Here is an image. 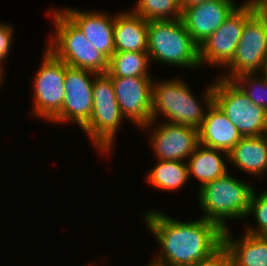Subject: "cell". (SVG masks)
Returning <instances> with one entry per match:
<instances>
[{
	"mask_svg": "<svg viewBox=\"0 0 267 266\" xmlns=\"http://www.w3.org/2000/svg\"><path fill=\"white\" fill-rule=\"evenodd\" d=\"M143 218L162 249L151 262L157 266H192L223 244V230L202 217L181 222L154 210Z\"/></svg>",
	"mask_w": 267,
	"mask_h": 266,
	"instance_id": "obj_1",
	"label": "cell"
},
{
	"mask_svg": "<svg viewBox=\"0 0 267 266\" xmlns=\"http://www.w3.org/2000/svg\"><path fill=\"white\" fill-rule=\"evenodd\" d=\"M199 189V204L205 213L201 217L214 222L223 231L227 229V219L247 217L251 195L254 190L247 182L226 173Z\"/></svg>",
	"mask_w": 267,
	"mask_h": 266,
	"instance_id": "obj_2",
	"label": "cell"
},
{
	"mask_svg": "<svg viewBox=\"0 0 267 266\" xmlns=\"http://www.w3.org/2000/svg\"><path fill=\"white\" fill-rule=\"evenodd\" d=\"M149 58L160 64L188 68L200 67L199 46L192 40L183 21L150 20L148 24Z\"/></svg>",
	"mask_w": 267,
	"mask_h": 266,
	"instance_id": "obj_3",
	"label": "cell"
},
{
	"mask_svg": "<svg viewBox=\"0 0 267 266\" xmlns=\"http://www.w3.org/2000/svg\"><path fill=\"white\" fill-rule=\"evenodd\" d=\"M54 37L48 48L58 59L70 67L87 69L95 73H106L109 59L98 51L79 28L61 11L54 10Z\"/></svg>",
	"mask_w": 267,
	"mask_h": 266,
	"instance_id": "obj_4",
	"label": "cell"
},
{
	"mask_svg": "<svg viewBox=\"0 0 267 266\" xmlns=\"http://www.w3.org/2000/svg\"><path fill=\"white\" fill-rule=\"evenodd\" d=\"M123 119L111 77L107 73H97L93 80L92 114L82 130L96 149L109 153Z\"/></svg>",
	"mask_w": 267,
	"mask_h": 266,
	"instance_id": "obj_5",
	"label": "cell"
},
{
	"mask_svg": "<svg viewBox=\"0 0 267 266\" xmlns=\"http://www.w3.org/2000/svg\"><path fill=\"white\" fill-rule=\"evenodd\" d=\"M204 109V110H203ZM205 108L200 105L188 85L180 79H169L152 85V121L160 115L167 122L183 124L199 129L205 117Z\"/></svg>",
	"mask_w": 267,
	"mask_h": 266,
	"instance_id": "obj_6",
	"label": "cell"
},
{
	"mask_svg": "<svg viewBox=\"0 0 267 266\" xmlns=\"http://www.w3.org/2000/svg\"><path fill=\"white\" fill-rule=\"evenodd\" d=\"M213 102L243 137L267 134V110L255 105L232 80L219 77L213 83Z\"/></svg>",
	"mask_w": 267,
	"mask_h": 266,
	"instance_id": "obj_7",
	"label": "cell"
},
{
	"mask_svg": "<svg viewBox=\"0 0 267 266\" xmlns=\"http://www.w3.org/2000/svg\"><path fill=\"white\" fill-rule=\"evenodd\" d=\"M220 78L232 80L240 74L263 73L267 68V17L257 10L245 23L239 44Z\"/></svg>",
	"mask_w": 267,
	"mask_h": 266,
	"instance_id": "obj_8",
	"label": "cell"
},
{
	"mask_svg": "<svg viewBox=\"0 0 267 266\" xmlns=\"http://www.w3.org/2000/svg\"><path fill=\"white\" fill-rule=\"evenodd\" d=\"M257 10L250 0L236 6L223 24L199 46L200 65L226 66L235 54L246 21Z\"/></svg>",
	"mask_w": 267,
	"mask_h": 266,
	"instance_id": "obj_9",
	"label": "cell"
},
{
	"mask_svg": "<svg viewBox=\"0 0 267 266\" xmlns=\"http://www.w3.org/2000/svg\"><path fill=\"white\" fill-rule=\"evenodd\" d=\"M65 71L66 64L46 48L33 80L34 116L51 122L61 111L65 96Z\"/></svg>",
	"mask_w": 267,
	"mask_h": 266,
	"instance_id": "obj_10",
	"label": "cell"
},
{
	"mask_svg": "<svg viewBox=\"0 0 267 266\" xmlns=\"http://www.w3.org/2000/svg\"><path fill=\"white\" fill-rule=\"evenodd\" d=\"M97 73L66 64L65 96L61 111L51 120L75 122L82 129L89 121L93 107V80ZM93 77V79L89 77Z\"/></svg>",
	"mask_w": 267,
	"mask_h": 266,
	"instance_id": "obj_11",
	"label": "cell"
},
{
	"mask_svg": "<svg viewBox=\"0 0 267 266\" xmlns=\"http://www.w3.org/2000/svg\"><path fill=\"white\" fill-rule=\"evenodd\" d=\"M152 77H111L125 119L144 127L152 121Z\"/></svg>",
	"mask_w": 267,
	"mask_h": 266,
	"instance_id": "obj_12",
	"label": "cell"
},
{
	"mask_svg": "<svg viewBox=\"0 0 267 266\" xmlns=\"http://www.w3.org/2000/svg\"><path fill=\"white\" fill-rule=\"evenodd\" d=\"M155 124V121H151L142 128L153 129L150 142L157 160L184 161L199 144L198 129L194 127L164 121L163 124L158 123L157 127Z\"/></svg>",
	"mask_w": 267,
	"mask_h": 266,
	"instance_id": "obj_13",
	"label": "cell"
},
{
	"mask_svg": "<svg viewBox=\"0 0 267 266\" xmlns=\"http://www.w3.org/2000/svg\"><path fill=\"white\" fill-rule=\"evenodd\" d=\"M205 91L203 101L208 109L198 129L199 144L229 153L243 136L213 102V84Z\"/></svg>",
	"mask_w": 267,
	"mask_h": 266,
	"instance_id": "obj_14",
	"label": "cell"
},
{
	"mask_svg": "<svg viewBox=\"0 0 267 266\" xmlns=\"http://www.w3.org/2000/svg\"><path fill=\"white\" fill-rule=\"evenodd\" d=\"M234 2V0H211L182 10L181 20L198 46L223 24L236 7Z\"/></svg>",
	"mask_w": 267,
	"mask_h": 266,
	"instance_id": "obj_15",
	"label": "cell"
},
{
	"mask_svg": "<svg viewBox=\"0 0 267 266\" xmlns=\"http://www.w3.org/2000/svg\"><path fill=\"white\" fill-rule=\"evenodd\" d=\"M61 11L79 28L98 51L108 59L111 58L115 52L114 16L97 11H78V9H70V7Z\"/></svg>",
	"mask_w": 267,
	"mask_h": 266,
	"instance_id": "obj_16",
	"label": "cell"
},
{
	"mask_svg": "<svg viewBox=\"0 0 267 266\" xmlns=\"http://www.w3.org/2000/svg\"><path fill=\"white\" fill-rule=\"evenodd\" d=\"M148 24L149 21L132 10L115 14V51H147Z\"/></svg>",
	"mask_w": 267,
	"mask_h": 266,
	"instance_id": "obj_17",
	"label": "cell"
},
{
	"mask_svg": "<svg viewBox=\"0 0 267 266\" xmlns=\"http://www.w3.org/2000/svg\"><path fill=\"white\" fill-rule=\"evenodd\" d=\"M228 161L247 174L264 175L267 172V134L242 137L229 152Z\"/></svg>",
	"mask_w": 267,
	"mask_h": 266,
	"instance_id": "obj_18",
	"label": "cell"
},
{
	"mask_svg": "<svg viewBox=\"0 0 267 266\" xmlns=\"http://www.w3.org/2000/svg\"><path fill=\"white\" fill-rule=\"evenodd\" d=\"M230 233L228 228L223 231V244L230 252L232 266H267V236L244 232L238 241Z\"/></svg>",
	"mask_w": 267,
	"mask_h": 266,
	"instance_id": "obj_19",
	"label": "cell"
},
{
	"mask_svg": "<svg viewBox=\"0 0 267 266\" xmlns=\"http://www.w3.org/2000/svg\"><path fill=\"white\" fill-rule=\"evenodd\" d=\"M223 158L229 160V153L198 144L187 159L189 178L194 175L200 181L201 188L206 183L224 176L228 170Z\"/></svg>",
	"mask_w": 267,
	"mask_h": 266,
	"instance_id": "obj_20",
	"label": "cell"
},
{
	"mask_svg": "<svg viewBox=\"0 0 267 266\" xmlns=\"http://www.w3.org/2000/svg\"><path fill=\"white\" fill-rule=\"evenodd\" d=\"M148 171L149 184L160 190L174 191L183 187L189 180L188 164L183 161L157 160Z\"/></svg>",
	"mask_w": 267,
	"mask_h": 266,
	"instance_id": "obj_21",
	"label": "cell"
},
{
	"mask_svg": "<svg viewBox=\"0 0 267 266\" xmlns=\"http://www.w3.org/2000/svg\"><path fill=\"white\" fill-rule=\"evenodd\" d=\"M149 63L147 51H115L106 73L110 77H151L148 75Z\"/></svg>",
	"mask_w": 267,
	"mask_h": 266,
	"instance_id": "obj_22",
	"label": "cell"
},
{
	"mask_svg": "<svg viewBox=\"0 0 267 266\" xmlns=\"http://www.w3.org/2000/svg\"><path fill=\"white\" fill-rule=\"evenodd\" d=\"M135 7L132 11L147 21L177 20L182 15L179 0H138Z\"/></svg>",
	"mask_w": 267,
	"mask_h": 266,
	"instance_id": "obj_23",
	"label": "cell"
},
{
	"mask_svg": "<svg viewBox=\"0 0 267 266\" xmlns=\"http://www.w3.org/2000/svg\"><path fill=\"white\" fill-rule=\"evenodd\" d=\"M255 74H240L232 81L255 105L262 106L267 110V74L265 72L261 73L259 79L254 77Z\"/></svg>",
	"mask_w": 267,
	"mask_h": 266,
	"instance_id": "obj_24",
	"label": "cell"
},
{
	"mask_svg": "<svg viewBox=\"0 0 267 266\" xmlns=\"http://www.w3.org/2000/svg\"><path fill=\"white\" fill-rule=\"evenodd\" d=\"M253 212V213H252ZM251 216L254 214V218L257 223V228H253L250 226L247 227L245 233H249L257 236H267V191L261 192V194L257 195V193L253 190L247 216Z\"/></svg>",
	"mask_w": 267,
	"mask_h": 266,
	"instance_id": "obj_25",
	"label": "cell"
},
{
	"mask_svg": "<svg viewBox=\"0 0 267 266\" xmlns=\"http://www.w3.org/2000/svg\"><path fill=\"white\" fill-rule=\"evenodd\" d=\"M192 266H232L229 250L222 244L210 256L201 259Z\"/></svg>",
	"mask_w": 267,
	"mask_h": 266,
	"instance_id": "obj_26",
	"label": "cell"
},
{
	"mask_svg": "<svg viewBox=\"0 0 267 266\" xmlns=\"http://www.w3.org/2000/svg\"><path fill=\"white\" fill-rule=\"evenodd\" d=\"M13 28L11 26L0 23V73L3 74V65L10 52L13 34Z\"/></svg>",
	"mask_w": 267,
	"mask_h": 266,
	"instance_id": "obj_27",
	"label": "cell"
},
{
	"mask_svg": "<svg viewBox=\"0 0 267 266\" xmlns=\"http://www.w3.org/2000/svg\"><path fill=\"white\" fill-rule=\"evenodd\" d=\"M206 1H211V0H179V4L181 7V10H183L189 6L204 3Z\"/></svg>",
	"mask_w": 267,
	"mask_h": 266,
	"instance_id": "obj_28",
	"label": "cell"
},
{
	"mask_svg": "<svg viewBox=\"0 0 267 266\" xmlns=\"http://www.w3.org/2000/svg\"><path fill=\"white\" fill-rule=\"evenodd\" d=\"M258 8V10L267 17V0H250Z\"/></svg>",
	"mask_w": 267,
	"mask_h": 266,
	"instance_id": "obj_29",
	"label": "cell"
},
{
	"mask_svg": "<svg viewBox=\"0 0 267 266\" xmlns=\"http://www.w3.org/2000/svg\"><path fill=\"white\" fill-rule=\"evenodd\" d=\"M3 75L0 73V86H1V84H2V82H3Z\"/></svg>",
	"mask_w": 267,
	"mask_h": 266,
	"instance_id": "obj_30",
	"label": "cell"
},
{
	"mask_svg": "<svg viewBox=\"0 0 267 266\" xmlns=\"http://www.w3.org/2000/svg\"><path fill=\"white\" fill-rule=\"evenodd\" d=\"M148 266H157V265H154V264H152V263H149V265Z\"/></svg>",
	"mask_w": 267,
	"mask_h": 266,
	"instance_id": "obj_31",
	"label": "cell"
}]
</instances>
